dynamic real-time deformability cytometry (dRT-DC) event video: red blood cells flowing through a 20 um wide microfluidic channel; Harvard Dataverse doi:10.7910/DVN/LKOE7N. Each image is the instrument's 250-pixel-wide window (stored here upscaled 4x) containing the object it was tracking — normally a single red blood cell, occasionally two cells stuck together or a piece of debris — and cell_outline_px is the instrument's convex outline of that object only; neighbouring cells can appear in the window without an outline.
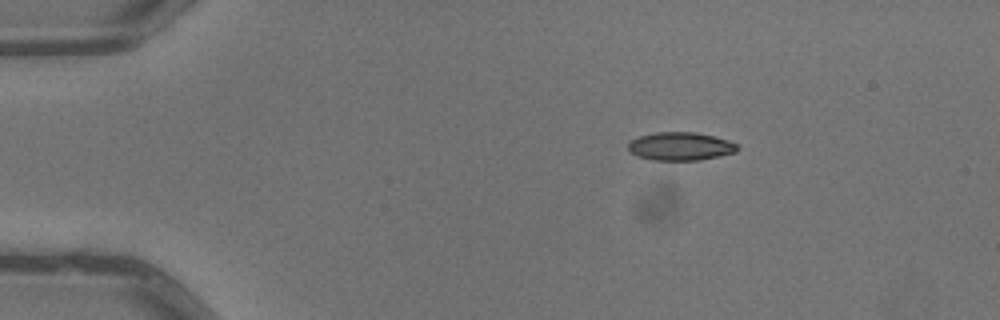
{"species": "common noctule bat (a hibernating species)", "species_latin": "Nyctalus noctula", "temperature_condition": "warm", "stored_images_in_passage": 3, "camera_frame_rate_fps": 3000, "um_per_image_px": 0.085, "animal": {"sex": "male", "body_mass_g": 13.3}, "frame": {"image": 1, "passage_image": 1, "time_ms": 0.0, "image_size_px": [1000, 320], "cell_outline_px": [[740, 148], [736, 152], [720, 156], [700, 160], [652, 160], [628, 152], [628, 144], [632, 140], [640, 136], [656, 132], [696, 132], [728, 140], [736, 144]], "centroid_in_image_um": [57.85, 12.44], "position_along_channel_um": 27.2, "area_um2": 17.92}}